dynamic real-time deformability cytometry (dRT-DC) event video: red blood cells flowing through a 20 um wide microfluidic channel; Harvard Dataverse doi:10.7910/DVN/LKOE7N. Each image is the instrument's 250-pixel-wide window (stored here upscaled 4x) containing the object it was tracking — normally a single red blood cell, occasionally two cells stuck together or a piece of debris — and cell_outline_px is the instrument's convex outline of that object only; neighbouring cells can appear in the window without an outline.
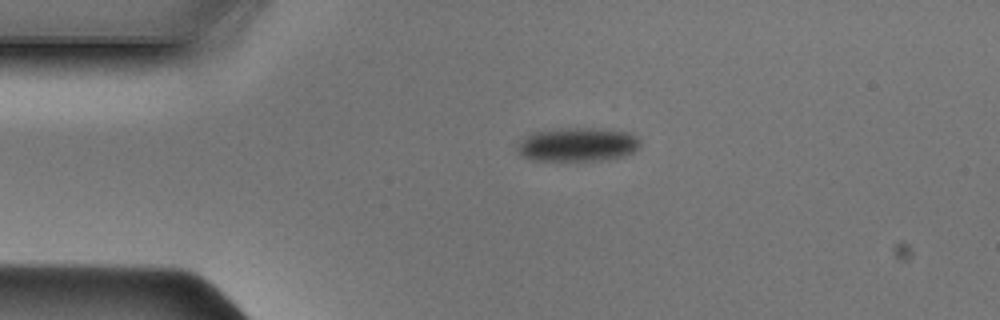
{"species": "Egyptian fruit bat (a non-hibernating species)", "species_latin": "Rousettus aegyptiacus", "temperature_condition": "cold", "stored_images_in_passage": 39, "camera_frame_rate_fps": 3000, "um_per_image_px": 0.085, "animal": {"sex": "male"}, "frame": {"image": 1, "passage_image": 1, "time_ms": 0.0, "image_size_px": [1000, 320], "cell_outline_px": [[640, 144], [632, 152], [624, 156], [604, 160], [532, 160], [520, 156], [516, 152], [516, 144], [532, 132], [556, 128], [588, 128], [628, 132], [636, 136], [640, 140]], "centroid_in_image_um": [49.03, 12.29], "position_along_channel_um": 36.0, "area_um2": 24.28}}
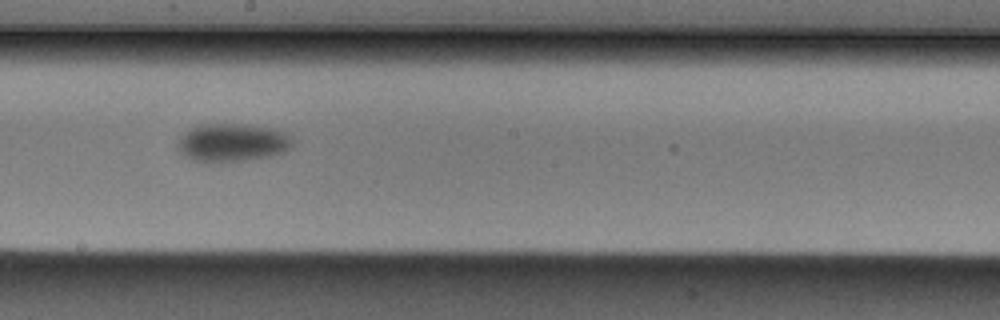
{"frame": {"image": 2, "passage_image": 17, "time_ms": 5.333, "image_size_px": [1000, 320], "cell_outline_px": [[292, 148], [284, 152], [268, 156], [220, 164], [204, 164], [192, 160], [184, 156], [176, 148], [176, 144], [180, 136], [192, 128], [200, 124], [252, 124], [272, 128], [284, 132], [292, 140]], "centroid_in_image_um": [19.69, 12.15], "position_along_channel_um": 228.5, "area_um2": 26.18}}
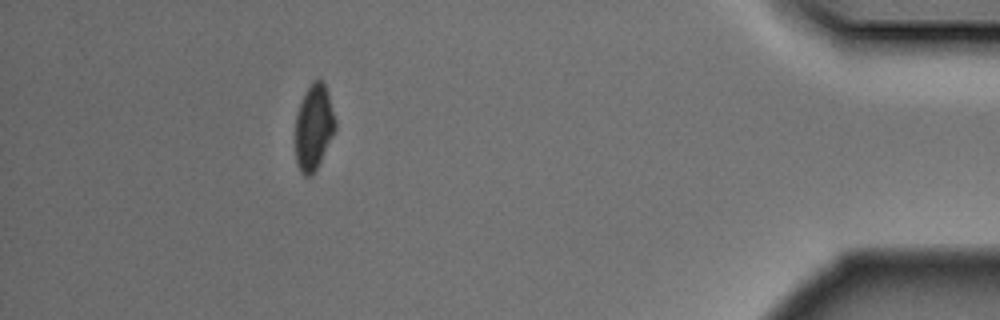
{"frame": {"image": 3, "passage_image": 34, "time_ms": 11.0, "image_size_px": [1000, 320], "cell_outline_px": [[336, 128], [312, 176], [304, 176], [300, 172], [296, 164], [296, 116], [300, 104], [312, 80], [320, 80], [324, 84], [336, 120]], "centroid_in_image_um": [26.65, 10.85], "position_along_channel_um": 408.5, "area_um2": 19.42}}